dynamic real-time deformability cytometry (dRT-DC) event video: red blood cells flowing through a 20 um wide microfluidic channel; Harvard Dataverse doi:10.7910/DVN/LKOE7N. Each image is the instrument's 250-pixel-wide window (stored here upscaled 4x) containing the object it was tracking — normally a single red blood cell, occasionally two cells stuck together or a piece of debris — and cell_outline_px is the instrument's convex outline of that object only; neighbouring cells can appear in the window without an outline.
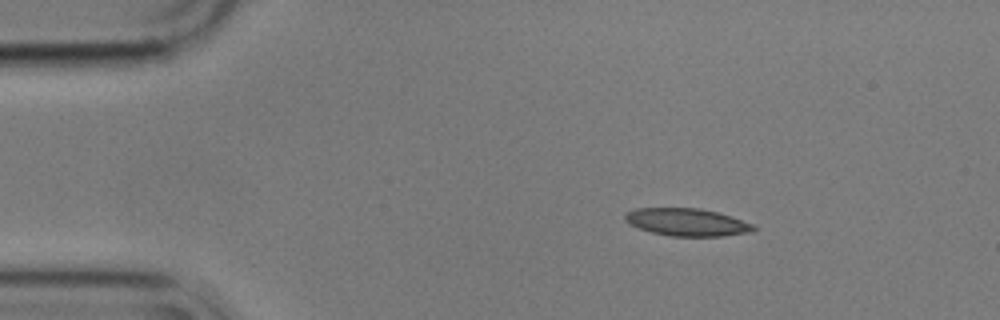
{"species": "common noctule bat (a hibernating species)", "species_latin": "Nyctalus noctula", "temperature_condition": "cold", "stored_images_in_passage": 49, "camera_frame_rate_fps": 3000, "um_per_image_px": 0.085, "animal": {"sex": "male", "body_mass_g": 17.9}, "frame": {"image": 1, "passage_image": 1, "time_ms": 0.0, "image_size_px": [1000, 320], "cell_outline_px": [[756, 228], [752, 232], [724, 236], [672, 236], [652, 232], [628, 224], [624, 220], [624, 216], [628, 212], [636, 208], [700, 208], [732, 216], [752, 224]], "centroid_in_image_um": [58.4, 18.88], "position_along_channel_um": 26.6, "area_um2": 20.58}}
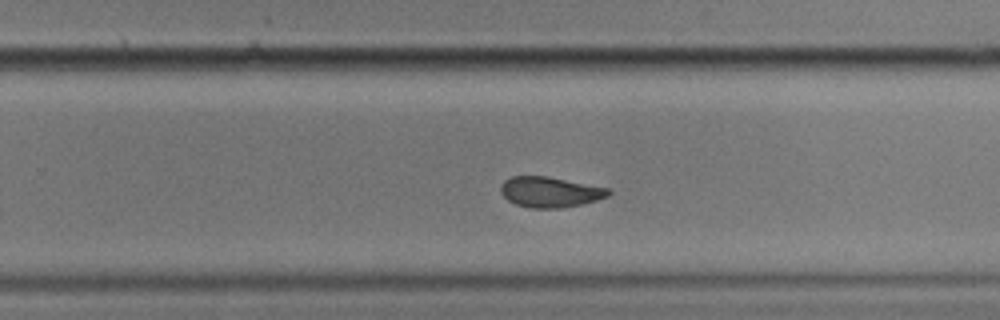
{"frame": {"image": 2, "passage_image": 28, "time_ms": 9.0, "image_size_px": [1000, 320], "cell_outline_px": [[612, 192], [608, 196], [596, 200], [564, 208], [532, 208], [516, 204], [508, 200], [500, 192], [500, 184], [504, 180], [512, 176], [548, 176], [612, 188]], "centroid_in_image_um": [46.77, 16.31], "position_along_channel_um": 283.0, "area_um2": 19.36}}
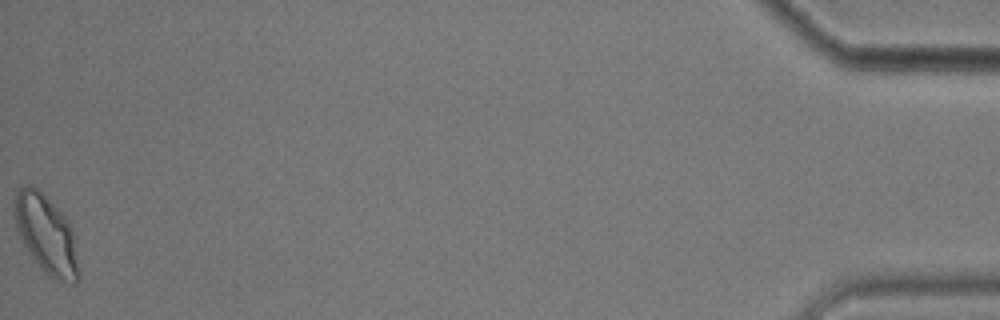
{"frame": {"image": 3, "passage_image": 49, "time_ms": 16.0, "image_size_px": [1000, 320], "cell_outline_px": [[80, 276], [72, 284], [56, 280], [48, 276], [32, 260], [20, 240], [12, 216], [12, 212], [16, 192], [24, 184], [32, 184], [64, 216], [72, 232], [80, 272]], "centroid_in_image_um": [3.87, 19.96], "position_along_channel_um": 431.3, "area_um2": 29.59}, "authors_computed_cell_mechanics": {"area_um2": 20.6924, "velocity_mm_per_s": 3.501, "shape_relaxation_time_tau1_ms": 7.2472, "shape_relaxation_time_tau2_ms": 2.3508, "deformation_change_tau1": 0.2023, "deformation_change_tau2": 0.0676}}